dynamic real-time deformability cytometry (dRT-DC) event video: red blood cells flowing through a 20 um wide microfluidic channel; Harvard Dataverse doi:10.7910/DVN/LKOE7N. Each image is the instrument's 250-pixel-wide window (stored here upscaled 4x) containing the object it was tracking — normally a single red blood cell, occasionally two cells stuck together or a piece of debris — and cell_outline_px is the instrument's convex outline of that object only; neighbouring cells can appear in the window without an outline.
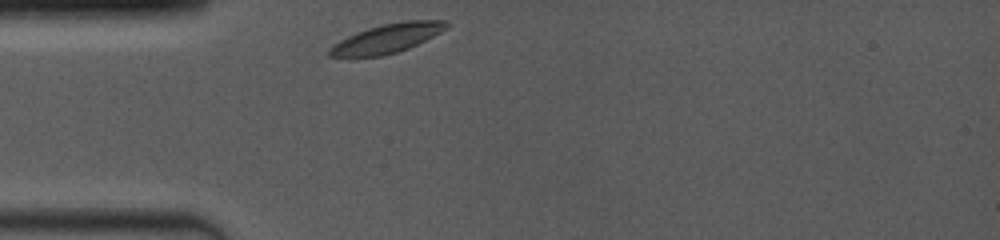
{"species": "common noctule bat (a hibernating species)", "species_latin": "Nyctalus noctula", "temperature_condition": "room temperature", "stored_images_in_passage": 26, "camera_frame_rate_fps": 4000, "um_per_image_px": 0.085, "animal": {"sex": "female", "body_mass_g": 19.0, "forearm_length_mm": 53.3}, "frame": {"image": 1, "passage_image": 1, "time_ms": 0.0, "image_size_px": [1000, 240], "cell_outline_px": [[452, 24], [448, 28], [408, 48], [384, 56], [348, 60], [328, 56], [328, 48], [340, 40], [356, 32], [368, 28], [384, 24], [404, 20], [448, 20]], "centroid_in_image_um": [32.83, 3.31], "position_along_channel_um": 52.2, "area_um2": 20.46}}
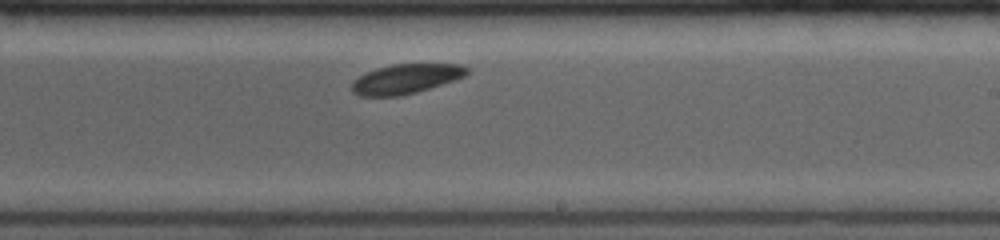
{"frame": {"image": 2, "passage_image": 15, "time_ms": 5.5, "image_size_px": [1000, 240], "cell_outline_px": [[468, 72], [464, 76], [416, 92], [400, 96], [360, 96], [352, 92], [352, 80], [376, 68], [392, 64], [460, 64], [468, 68]], "centroid_in_image_um": [34.45, 6.7], "position_along_channel_um": 254.6, "area_um2": 19.59}}
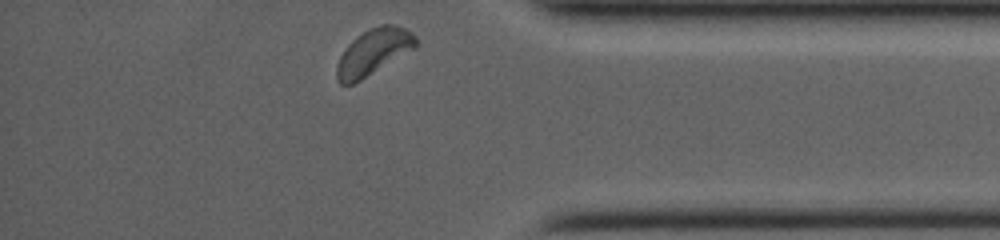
{"frame": {"image": 3, "passage_image": 26, "time_ms": 9.5, "image_size_px": [1000, 240], "cell_outline_px": [[416, 48], [360, 80], [352, 84], [340, 84], [336, 80], [336, 64], [340, 56], [348, 44], [356, 36], [368, 28], [380, 24], [396, 24], [412, 32], [416, 36]], "centroid_in_image_um": [31.73, 4.39], "position_along_channel_um": 403.5, "area_um2": 21.33}, "authors_computed_cell_mechanics": {"area_um2": 20.1722, "velocity_mm_per_s": 3.858, "shape_relaxation_time_tau1_ms": 3.2018, "shape_relaxation_time_tau2_ms": 5.5379, "deformation_change_tau1": 0.0781, "deformation_change_tau2": 0.061}}